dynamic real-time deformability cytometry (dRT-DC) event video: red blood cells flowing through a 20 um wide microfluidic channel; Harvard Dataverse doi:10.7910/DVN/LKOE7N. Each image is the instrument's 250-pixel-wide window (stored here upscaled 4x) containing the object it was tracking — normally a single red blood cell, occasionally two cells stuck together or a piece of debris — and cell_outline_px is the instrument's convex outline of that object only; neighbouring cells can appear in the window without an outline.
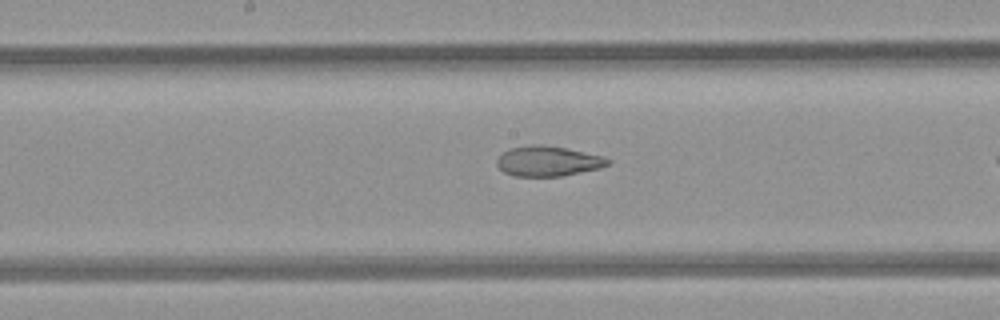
{"species": "common noctule bat (a hibernating species)", "species_latin": "Nyctalus noctula", "temperature_condition": "room temperature", "stored_images_in_passage": 17, "camera_frame_rate_fps": 3000, "um_per_image_px": 0.085, "animal": {"sex": "female", "body_mass_g": 21.9}, "frame": {"image": 1, "passage_image": 12, "time_ms": 3.667, "image_size_px": [1000, 320], "cell_outline_px": [[612, 164], [600, 168], [560, 176], [516, 176], [504, 172], [496, 164], [496, 160], [508, 148], [536, 144], [540, 144], [564, 148], [604, 156], [612, 160]], "centroid_in_image_um": [46.61, 13.69], "position_along_channel_um": 201.6, "area_um2": 19.42}}
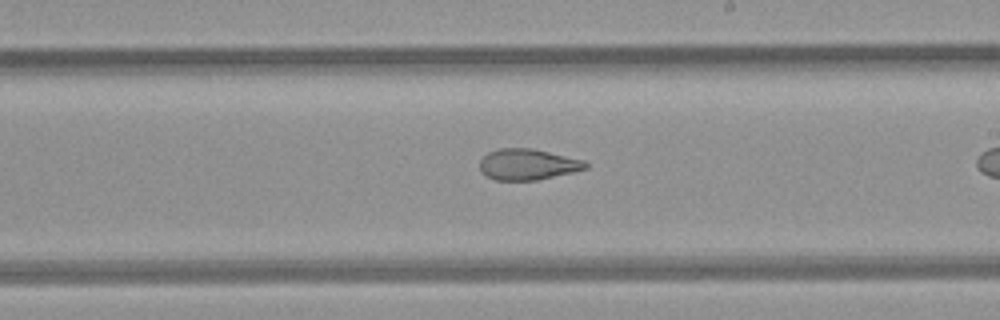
{"frame": {"image": 2, "passage_image": 15, "time_ms": 4.667, "image_size_px": [1000, 320], "cell_outline_px": [[588, 168], [572, 172], [536, 180], [496, 180], [480, 172], [480, 160], [488, 152], [500, 148], [532, 148], [584, 160], [588, 164]], "centroid_in_image_um": [44.84, 13.97], "position_along_channel_um": 244.2, "area_um2": 19.02}}